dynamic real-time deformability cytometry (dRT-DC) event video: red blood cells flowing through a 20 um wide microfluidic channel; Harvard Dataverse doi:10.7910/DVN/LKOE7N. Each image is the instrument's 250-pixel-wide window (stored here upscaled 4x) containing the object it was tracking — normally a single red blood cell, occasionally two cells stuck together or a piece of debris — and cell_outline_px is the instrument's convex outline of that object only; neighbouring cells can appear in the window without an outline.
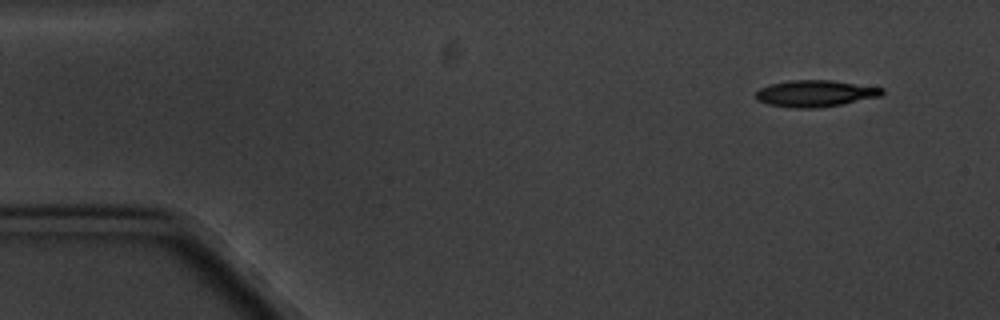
{"species": "common noctule bat (a hibernating species)", "species_latin": "Nyctalus noctula", "temperature_condition": "cold", "stored_images_in_passage": 6, "camera_frame_rate_fps": 3000, "um_per_image_px": 0.085, "animal": {"sex": "male", "body_mass_g": 20.1, "forearm_length_mm": 53.5}, "frame": {"image": 1, "passage_image": 2, "time_ms": 1.0, "image_size_px": [1000, 320], "cell_outline_px": [[884, 92], [880, 96], [840, 104], [816, 108], [796, 108], [768, 104], [756, 100], [756, 92], [760, 88], [768, 84], [788, 80], [832, 80], [884, 88]], "centroid_in_image_um": [69.26, 7.93], "position_along_channel_um": 15.7, "area_um2": 19.48}}
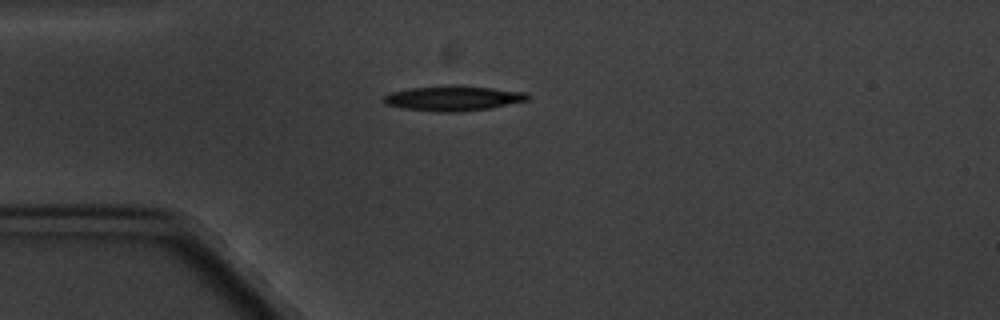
{"frame": {"image": 2, "passage_image": 4, "time_ms": 4.333, "image_size_px": [1000, 320], "cell_outline_px": [[528, 100], [488, 108], [460, 112], [440, 112], [404, 108], [384, 104], [380, 100], [380, 96], [392, 92], [412, 88], [452, 84], [492, 88], [528, 92]], "centroid_in_image_um": [38.46, 8.34], "position_along_channel_um": 46.5, "area_um2": 21.1}}